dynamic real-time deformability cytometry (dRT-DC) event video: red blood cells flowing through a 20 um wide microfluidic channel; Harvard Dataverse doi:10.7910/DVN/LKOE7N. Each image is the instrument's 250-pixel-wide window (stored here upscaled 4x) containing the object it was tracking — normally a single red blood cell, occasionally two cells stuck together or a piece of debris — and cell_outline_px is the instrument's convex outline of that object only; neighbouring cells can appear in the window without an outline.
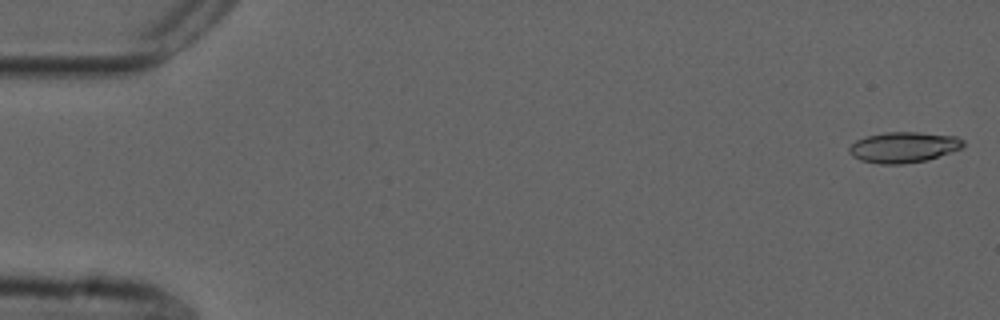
{"species": "common noctule bat (a hibernating species)", "species_latin": "Nyctalus noctula", "temperature_condition": "cold", "stored_images_in_passage": 54, "camera_frame_rate_fps": 3000, "um_per_image_px": 0.085, "animal": {"sex": "male", "forearm_length_mm": 52.5}, "frame": {"image": 1, "passage_image": 1, "time_ms": 0.0, "image_size_px": [1000, 320], "cell_outline_px": [[964, 148], [928, 160], [904, 164], [880, 164], [860, 160], [852, 156], [848, 152], [848, 148], [856, 140], [864, 136], [884, 132], [916, 132], [956, 136], [964, 140]], "centroid_in_image_um": [76.81, 12.52], "position_along_channel_um": 8.2, "area_um2": 20.69}}
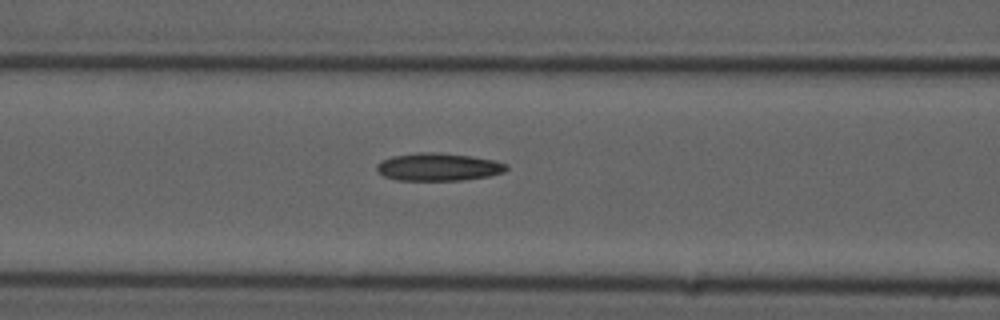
{"frame": {"image": 2, "passage_image": 22, "time_ms": 7.0, "image_size_px": [1000, 320], "cell_outline_px": [[508, 168], [504, 172], [488, 176], [460, 180], [396, 180], [384, 176], [376, 168], [376, 164], [392, 156], [416, 152], [440, 152], [472, 156], [496, 160], [508, 164]], "centroid_in_image_um": [37.29, 14.18], "position_along_channel_um": 129.3, "area_um2": 21.04}}
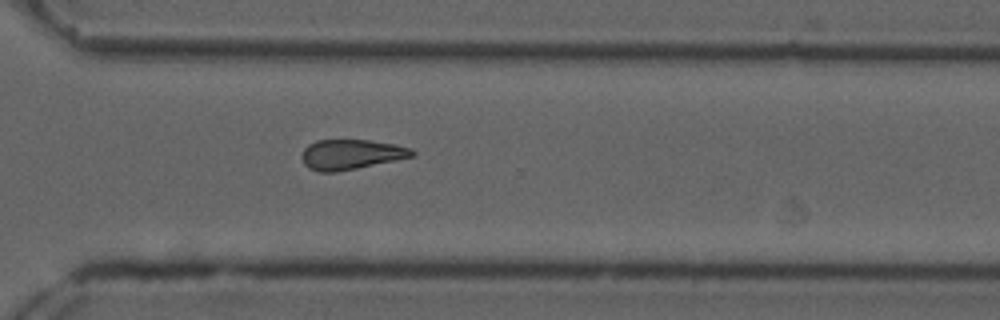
{"frame": {"image": 3, "passage_image": 39, "time_ms": 12.667, "image_size_px": [1000, 320], "cell_outline_px": [[416, 152], [412, 156], [396, 160], [336, 172], [320, 172], [308, 168], [304, 164], [300, 156], [304, 148], [308, 144], [316, 140], [368, 140], [396, 144], [412, 148]], "centroid_in_image_um": [29.81, 13.12], "position_along_channel_um": 340.8, "area_um2": 19.36}}